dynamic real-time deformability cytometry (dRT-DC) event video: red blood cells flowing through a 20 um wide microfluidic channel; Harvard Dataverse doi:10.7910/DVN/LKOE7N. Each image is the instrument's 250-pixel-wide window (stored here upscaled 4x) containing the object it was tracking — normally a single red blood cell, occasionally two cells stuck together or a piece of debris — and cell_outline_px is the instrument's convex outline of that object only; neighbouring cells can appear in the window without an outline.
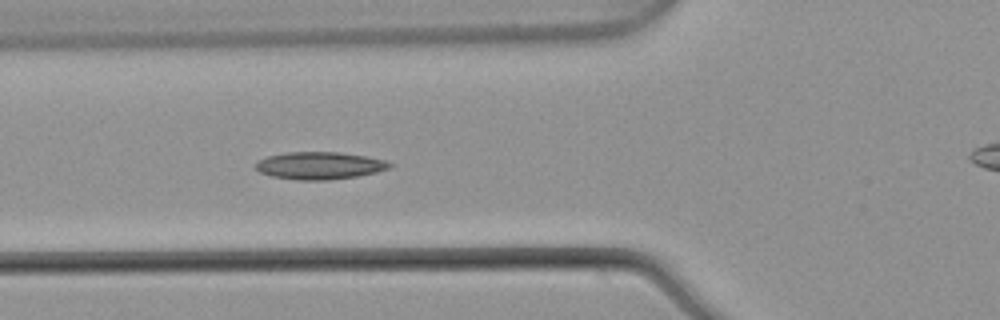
{"species": "common noctule bat (a hibernating species)", "species_latin": "Nyctalus noctula", "temperature_condition": "warm", "stored_images_in_passage": 6, "segment_of_instrument_passage": [1, 2], "camera_frame_rate_fps": 3000, "um_per_image_px": 0.085, "animal": {"sex": "male", "body_mass_g": 21.5, "forearm_length_mm": 52.0}, "frame": {"image": 1, "passage_image": 5, "time_ms": 1.333, "image_size_px": [1000, 320], "cell_outline_px": [[392, 168], [376, 172], [356, 176], [328, 180], [296, 180], [272, 176], [260, 172], [256, 168], [256, 164], [260, 160], [268, 156], [288, 152], [340, 152], [364, 156], [384, 160], [392, 164]], "centroid_in_image_um": [27.18, 14.08], "position_along_channel_um": 98.6, "area_um2": 21.21}}